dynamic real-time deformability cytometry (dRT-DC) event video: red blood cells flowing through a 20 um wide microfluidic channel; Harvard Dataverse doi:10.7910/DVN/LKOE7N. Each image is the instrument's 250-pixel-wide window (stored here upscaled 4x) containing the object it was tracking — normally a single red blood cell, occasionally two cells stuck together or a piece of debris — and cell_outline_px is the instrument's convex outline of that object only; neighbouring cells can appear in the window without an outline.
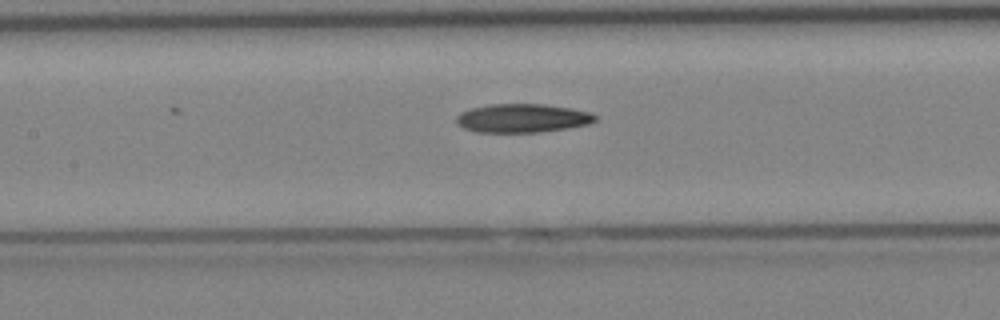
{"species": "Egyptian fruit bat (a non-hibernating species)", "species_latin": "Rousettus aegyptiacus", "temperature_condition": "cold", "stored_images_in_passage": 23, "camera_frame_rate_fps": 3000, "um_per_image_px": 0.085, "animal": {"sex": "female"}, "frame": {"image": 1, "passage_image": 19, "time_ms": 6.0, "image_size_px": [1000, 320], "cell_outline_px": [[596, 120], [588, 124], [568, 128], [540, 132], [476, 132], [464, 128], [456, 124], [456, 116], [460, 112], [472, 108], [492, 104], [544, 104], [572, 108], [588, 112], [596, 116]], "centroid_in_image_um": [44.38, 10.04], "position_along_channel_um": 163.0, "area_um2": 23.18}}